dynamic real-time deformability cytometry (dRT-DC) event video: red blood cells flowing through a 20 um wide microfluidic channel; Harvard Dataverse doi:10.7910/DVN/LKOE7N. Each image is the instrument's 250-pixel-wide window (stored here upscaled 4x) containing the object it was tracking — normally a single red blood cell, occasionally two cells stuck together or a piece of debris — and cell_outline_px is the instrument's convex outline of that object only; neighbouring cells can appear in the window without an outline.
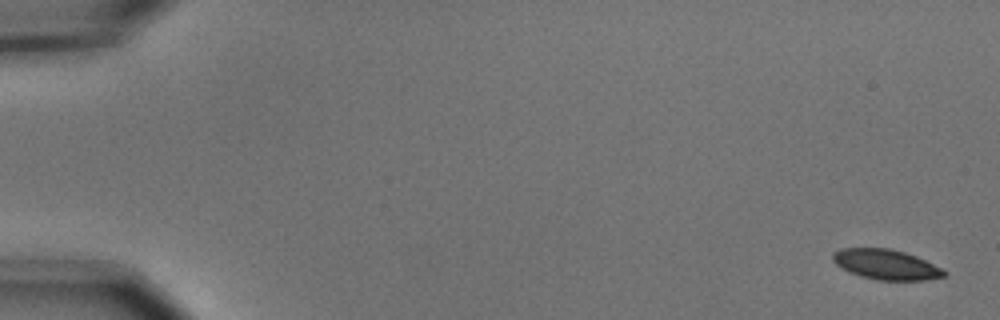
{"species": "common noctule bat (a hibernating species)", "species_latin": "Nyctalus noctula", "temperature_condition": "cold", "stored_images_in_passage": 7, "camera_frame_rate_fps": 3000, "um_per_image_px": 0.085, "animal": {"sex": "male", "body_mass_g": 15.6}, "frame": {"image": 1, "passage_image": 1, "time_ms": 0.0, "image_size_px": [1000, 320], "cell_outline_px": [[948, 276], [924, 280], [876, 280], [860, 276], [848, 272], [836, 264], [832, 260], [832, 252], [840, 248], [888, 248], [904, 252], [916, 256], [948, 272]], "centroid_in_image_um": [75.28, 22.48], "position_along_channel_um": 9.7, "area_um2": 19.59}}
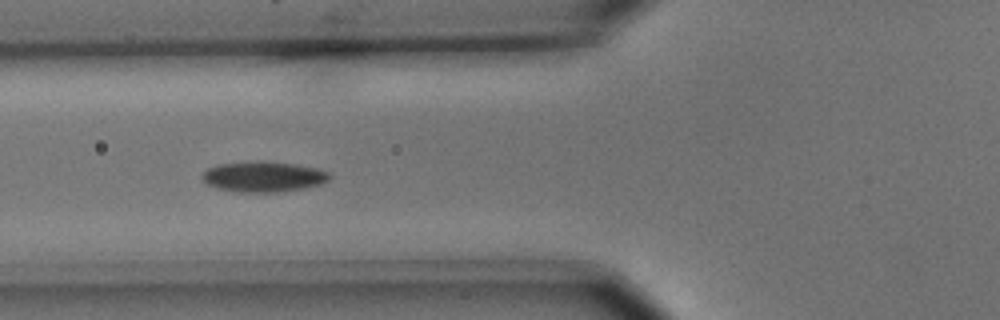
{"frame": {"image": 2, "passage_image": 6, "time_ms": 1.667, "image_size_px": [1000, 320], "cell_outline_px": [[332, 176], [328, 180], [320, 184], [304, 188], [280, 192], [236, 192], [216, 188], [208, 184], [200, 176], [208, 168], [216, 164], [260, 160], [296, 164], [320, 168], [328, 172]], "centroid_in_image_um": [22.4, 15.0], "position_along_channel_um": 103.4, "area_um2": 22.95}}
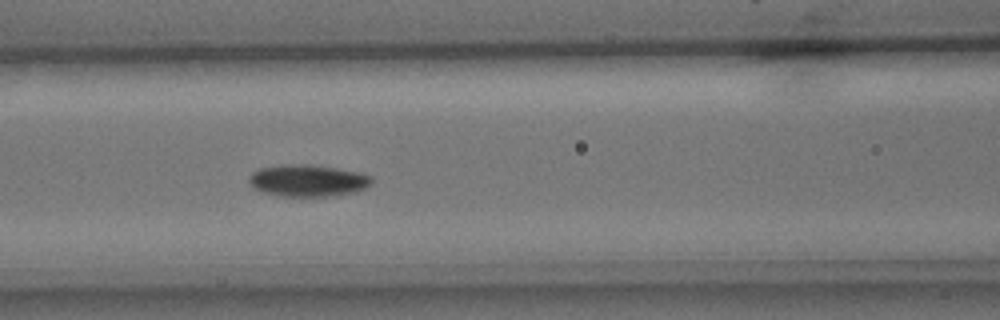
{"frame": {"image": 3, "passage_image": 7, "time_ms": 2.0, "image_size_px": [1000, 320], "cell_outline_px": [[372, 184], [368, 188], [356, 192], [336, 196], [280, 196], [260, 192], [248, 180], [248, 176], [252, 172], [260, 168], [280, 164], [308, 164], [336, 168], [360, 172], [372, 176]], "centroid_in_image_um": [26.2, 15.35], "position_along_channel_um": 140.4, "area_um2": 23.18}}